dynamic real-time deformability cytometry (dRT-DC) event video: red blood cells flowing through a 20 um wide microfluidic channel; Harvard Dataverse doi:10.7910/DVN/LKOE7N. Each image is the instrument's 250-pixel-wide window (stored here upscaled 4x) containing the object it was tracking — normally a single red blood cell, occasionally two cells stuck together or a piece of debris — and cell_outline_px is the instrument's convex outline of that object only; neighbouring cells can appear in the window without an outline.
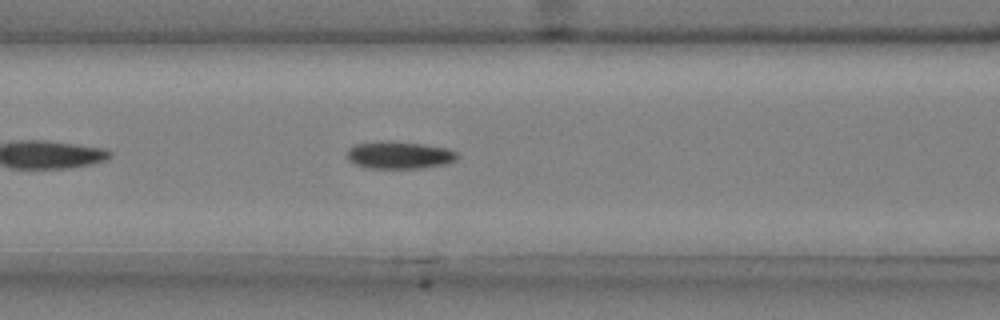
{"species": "common noctule bat (a hibernating species)", "species_latin": "Nyctalus noctula", "temperature_condition": "cold", "stored_images_in_passage": 39, "camera_frame_rate_fps": 3000, "um_per_image_px": 0.085, "animal": {"sex": "male", "body_mass_g": 20.4}, "frame": {"image": 1, "passage_image": 9, "time_ms": 2.667, "image_size_px": [1000, 320], "cell_outline_px": [[456, 160], [444, 164], [420, 168], [368, 168], [356, 164], [348, 160], [348, 148], [356, 144], [380, 140], [424, 144], [448, 148], [456, 152]], "centroid_in_image_um": [33.92, 13.17], "position_along_channel_um": 132.7, "area_um2": 17.51}}
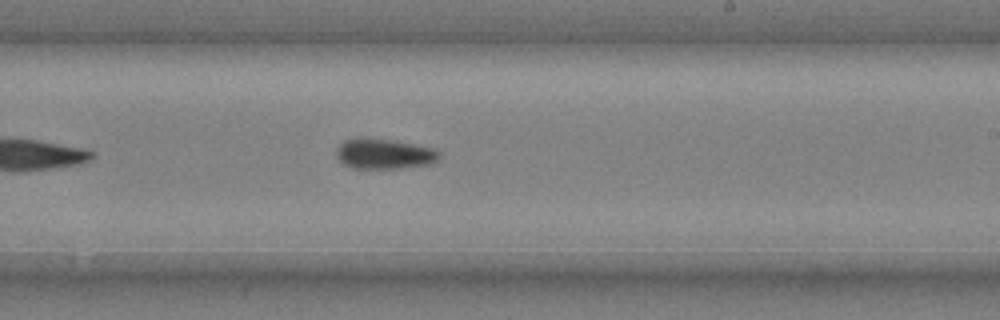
{"frame": {"image": 2, "passage_image": 19, "time_ms": 6.0, "image_size_px": [1000, 320], "cell_outline_px": [[440, 156], [436, 160], [428, 164], [400, 168], [352, 168], [344, 164], [336, 156], [336, 148], [344, 140], [356, 136], [392, 140], [436, 148], [440, 152]], "centroid_in_image_um": [32.62, 13.05], "position_along_channel_um": 256.4, "area_um2": 18.32}}
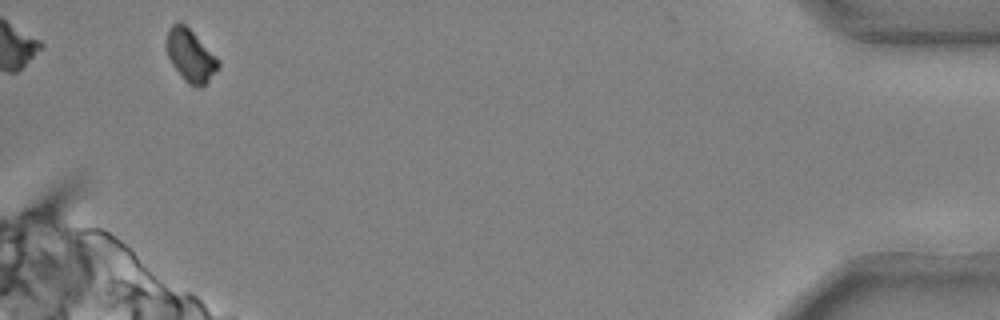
{"frame": {"image": 3, "passage_image": 37, "time_ms": 12.0, "image_size_px": [1000, 320], "cell_outline_px": [[220, 68], [204, 88], [200, 88], [188, 84], [184, 80], [172, 64], [168, 56], [164, 44], [168, 28], [172, 24], [180, 20], [220, 60]], "centroid_in_image_um": [16.19, 4.75], "position_along_channel_um": 419.0, "area_um2": 16.18}, "authors_computed_cell_mechanics": {"area_um2": 17.6868, "velocity_mm_per_s": 3.7203, "shape_relaxation_time_tau1_ms": 4.7501, "shape_relaxation_time_tau2_ms": 7.7586, "deformation_change_tau1": 0.13, "deformation_change_tau2": 0.099}}